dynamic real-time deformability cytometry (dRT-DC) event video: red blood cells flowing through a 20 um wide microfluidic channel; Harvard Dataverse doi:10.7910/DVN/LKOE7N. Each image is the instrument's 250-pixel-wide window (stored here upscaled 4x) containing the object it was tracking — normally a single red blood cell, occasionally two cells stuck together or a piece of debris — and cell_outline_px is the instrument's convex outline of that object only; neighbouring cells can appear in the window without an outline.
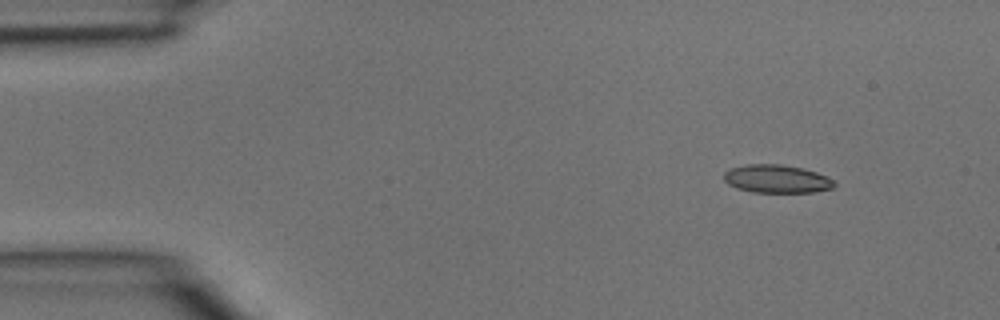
{"species": "common noctule bat (a hibernating species)", "species_latin": "Nyctalus noctula", "temperature_condition": "room temperature", "stored_images_in_passage": 3, "camera_frame_rate_fps": 3000, "um_per_image_px": 0.085, "animal": {"sex": "male", "body_mass_g": 15.6}, "frame": {"image": 1, "passage_image": 1, "time_ms": 0.0, "image_size_px": [1000, 320], "cell_outline_px": [[836, 184], [832, 188], [816, 192], [752, 192], [736, 188], [728, 184], [724, 180], [724, 172], [732, 168], [744, 164], [780, 164], [800, 168], [816, 172], [832, 180]], "centroid_in_image_um": [65.98, 15.21], "position_along_channel_um": 19.0, "area_um2": 17.98}}
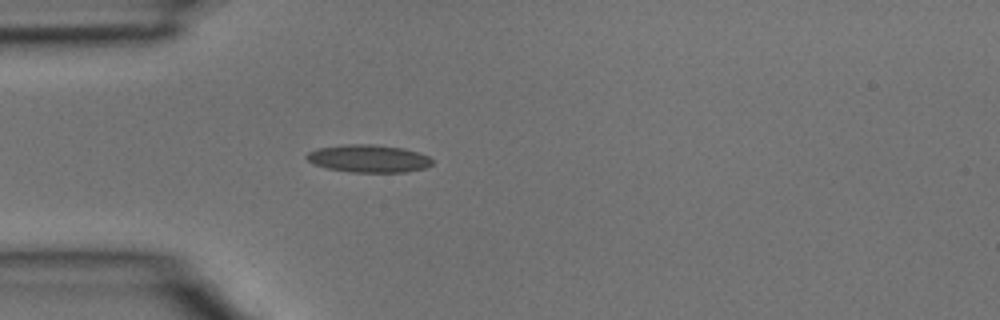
{"frame": {"image": 2, "passage_image": 3, "time_ms": 0.667, "image_size_px": [1000, 320], "cell_outline_px": [[432, 164], [424, 168], [404, 172], [352, 172], [328, 168], [316, 164], [308, 160], [304, 156], [308, 152], [316, 148], [344, 144], [376, 144], [404, 148], [428, 156], [432, 160]], "centroid_in_image_um": [31.31, 13.46], "position_along_channel_um": 53.7, "area_um2": 20.17}}